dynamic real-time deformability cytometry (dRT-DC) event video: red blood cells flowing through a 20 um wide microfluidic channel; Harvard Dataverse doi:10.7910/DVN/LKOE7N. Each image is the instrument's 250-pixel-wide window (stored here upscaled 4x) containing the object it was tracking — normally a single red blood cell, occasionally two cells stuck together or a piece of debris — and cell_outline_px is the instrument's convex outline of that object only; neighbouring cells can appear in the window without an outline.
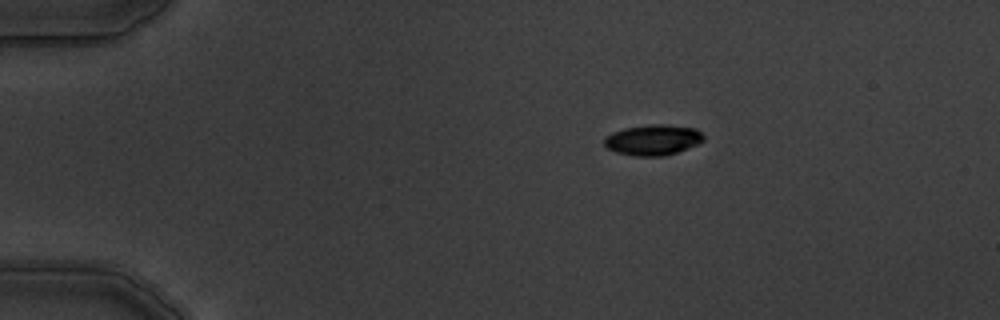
{"species": "common noctule bat (a hibernating species)", "species_latin": "Nyctalus noctula", "temperature_condition": "warm", "stored_images_in_passage": 4, "camera_frame_rate_fps": 3000, "um_per_image_px": 0.085, "animal": {"sex": "male", "body_mass_g": 19.5, "forearm_length_mm": 54.6}, "frame": {"image": 1, "passage_image": 2, "time_ms": 1.333, "image_size_px": [1000, 320], "cell_outline_px": [[704, 140], [688, 148], [664, 156], [636, 156], [616, 152], [608, 148], [604, 144], [604, 136], [612, 132], [624, 128], [652, 124], [668, 124], [696, 128], [704, 136]], "centroid_in_image_um": [55.49, 11.88], "position_along_channel_um": 29.5, "area_um2": 17.74}}
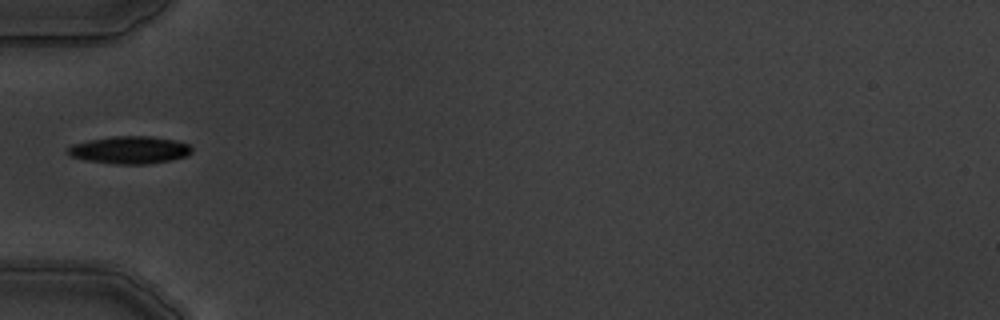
{"frame": {"image": 2, "passage_image": 4, "time_ms": 4.333, "image_size_px": [1000, 320], "cell_outline_px": [[192, 152], [188, 156], [172, 160], [148, 164], [116, 164], [84, 160], [72, 156], [68, 152], [68, 148], [72, 144], [88, 140], [112, 136], [152, 136], [172, 140], [188, 144], [192, 148]], "centroid_in_image_um": [11.04, 12.75], "position_along_channel_um": 74.0, "area_um2": 19.88}}